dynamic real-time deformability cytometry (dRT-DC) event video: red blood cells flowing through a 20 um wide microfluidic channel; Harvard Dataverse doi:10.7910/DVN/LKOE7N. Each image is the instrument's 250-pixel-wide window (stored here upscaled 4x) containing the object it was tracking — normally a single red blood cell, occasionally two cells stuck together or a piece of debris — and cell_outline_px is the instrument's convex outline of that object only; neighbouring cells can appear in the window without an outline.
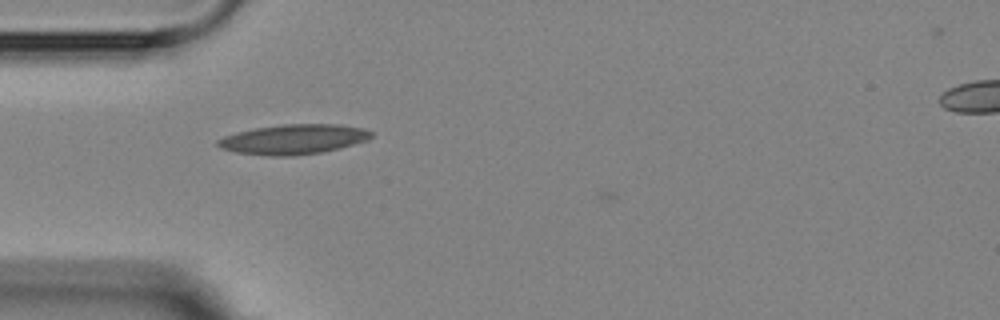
{"species": "Egyptian fruit bat (a non-hibernating species)", "species_latin": "Rousettus aegyptiacus", "temperature_condition": "room temperature", "stored_images_in_passage": 3, "camera_frame_rate_fps": 3000, "um_per_image_px": 0.085, "animal": {"sex": "female"}, "frame": {"image": 1, "passage_image": 2, "time_ms": 1.333, "image_size_px": [1000, 320], "cell_outline_px": [[372, 136], [368, 140], [340, 148], [324, 152], [292, 156], [268, 156], [236, 152], [220, 148], [216, 144], [216, 140], [224, 136], [236, 132], [256, 128], [280, 124], [340, 124], [364, 128], [372, 132]], "centroid_in_image_um": [24.95, 11.84], "position_along_channel_um": 60.1, "area_um2": 26.93}}